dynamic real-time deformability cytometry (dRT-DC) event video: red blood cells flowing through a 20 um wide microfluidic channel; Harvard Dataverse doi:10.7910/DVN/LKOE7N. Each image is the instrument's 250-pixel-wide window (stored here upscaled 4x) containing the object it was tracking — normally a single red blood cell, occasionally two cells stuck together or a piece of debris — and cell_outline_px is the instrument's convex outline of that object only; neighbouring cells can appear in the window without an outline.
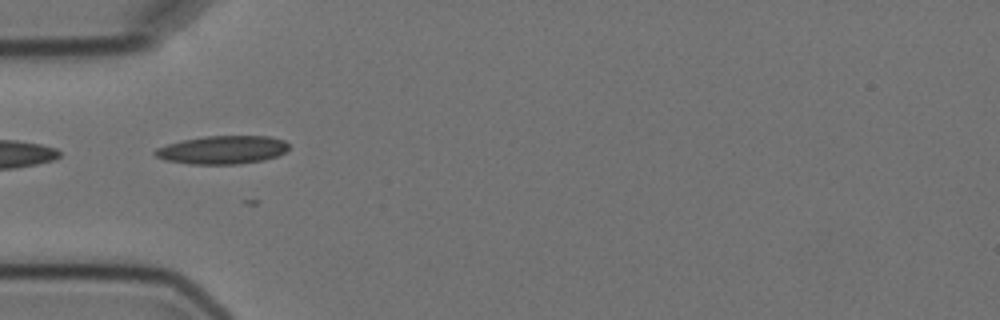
{"species": "Egyptian fruit bat (a non-hibernating species)", "species_latin": "Rousettus aegyptiacus", "temperature_condition": "cold", "stored_images_in_passage": 6, "camera_frame_rate_fps": 3000, "um_per_image_px": 0.085, "animal": {"sex": "female"}, "frame": {"image": 1, "passage_image": 5, "time_ms": 4.667, "image_size_px": [1000, 320], "cell_outline_px": [[288, 148], [284, 152], [276, 156], [264, 160], [240, 164], [188, 164], [164, 160], [156, 156], [152, 152], [156, 148], [168, 144], [184, 140], [204, 136], [268, 136], [284, 140], [288, 144]], "centroid_in_image_um": [18.89, 12.74], "position_along_channel_um": 66.1, "area_um2": 22.02}}
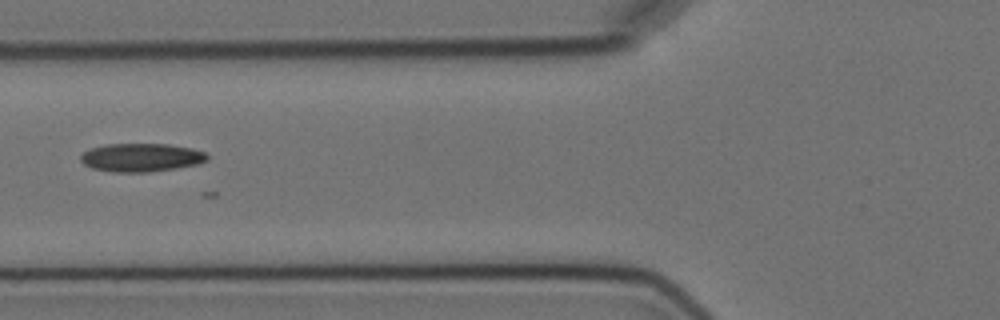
{"frame": {"image": 2, "passage_image": 6, "time_ms": 6.0, "image_size_px": [1000, 320], "cell_outline_px": [[208, 160], [196, 164], [176, 168], [148, 172], [112, 172], [92, 168], [84, 164], [80, 160], [80, 156], [84, 152], [92, 148], [104, 144], [168, 144], [192, 148], [204, 152], [208, 156]], "centroid_in_image_um": [11.99, 13.38], "position_along_channel_um": 113.8, "area_um2": 20.87}}